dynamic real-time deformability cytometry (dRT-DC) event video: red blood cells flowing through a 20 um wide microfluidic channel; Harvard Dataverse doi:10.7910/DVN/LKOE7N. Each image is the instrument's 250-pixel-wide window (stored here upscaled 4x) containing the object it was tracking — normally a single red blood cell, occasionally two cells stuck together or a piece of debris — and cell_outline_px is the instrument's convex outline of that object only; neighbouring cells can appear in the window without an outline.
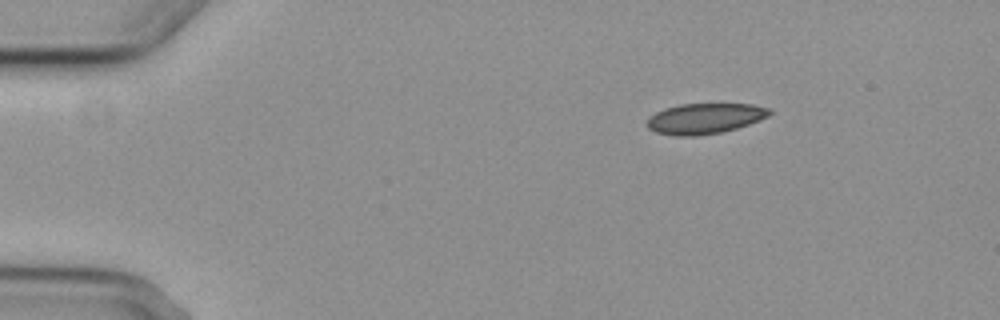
{"species": "common noctule bat (a hibernating species)", "species_latin": "Nyctalus noctula", "temperature_condition": "cold", "stored_images_in_passage": 6, "camera_frame_rate_fps": 3000, "um_per_image_px": 0.085, "animal": {"sex": "female", "body_mass_g": 29.2, "forearm_length_mm": 56.3}, "frame": {"image": 1, "passage_image": 1, "time_ms": 0.0, "image_size_px": [1000, 320], "cell_outline_px": [[772, 112], [768, 116], [760, 120], [724, 132], [696, 136], [672, 136], [656, 132], [648, 128], [648, 116], [664, 108], [680, 104], [752, 104], [768, 108]], "centroid_in_image_um": [59.88, 10.08], "position_along_channel_um": 25.1, "area_um2": 21.85}}
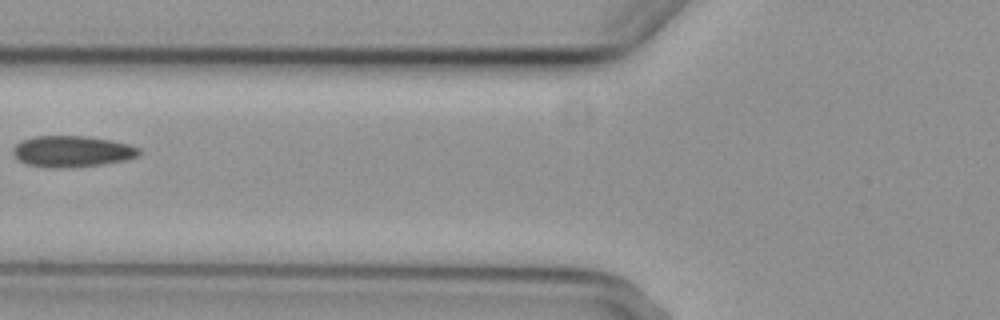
{"frame": {"image": 2, "passage_image": 5, "time_ms": 4.667, "image_size_px": [1000, 320], "cell_outline_px": [[140, 156], [128, 160], [72, 168], [56, 168], [28, 164], [20, 160], [12, 152], [12, 148], [20, 140], [36, 136], [88, 136], [112, 140], [128, 144], [140, 148]], "centroid_in_image_um": [6.16, 12.86], "position_along_channel_um": 119.6, "area_um2": 23.06}}
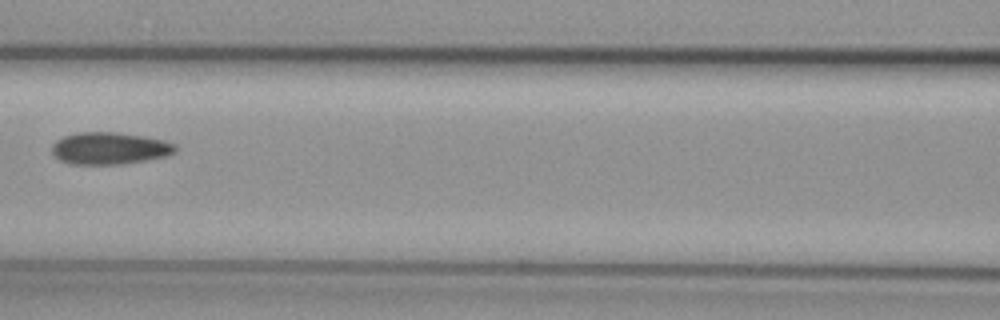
{"frame": {"image": 3, "passage_image": 6, "time_ms": 5.667, "image_size_px": [1000, 320], "cell_outline_px": [[176, 152], [168, 156], [120, 164], [68, 164], [60, 160], [52, 152], [52, 144], [56, 140], [64, 136], [76, 132], [120, 132], [144, 136], [164, 140], [176, 144]], "centroid_in_image_um": [9.32, 12.59], "position_along_channel_um": 157.3, "area_um2": 23.24}}